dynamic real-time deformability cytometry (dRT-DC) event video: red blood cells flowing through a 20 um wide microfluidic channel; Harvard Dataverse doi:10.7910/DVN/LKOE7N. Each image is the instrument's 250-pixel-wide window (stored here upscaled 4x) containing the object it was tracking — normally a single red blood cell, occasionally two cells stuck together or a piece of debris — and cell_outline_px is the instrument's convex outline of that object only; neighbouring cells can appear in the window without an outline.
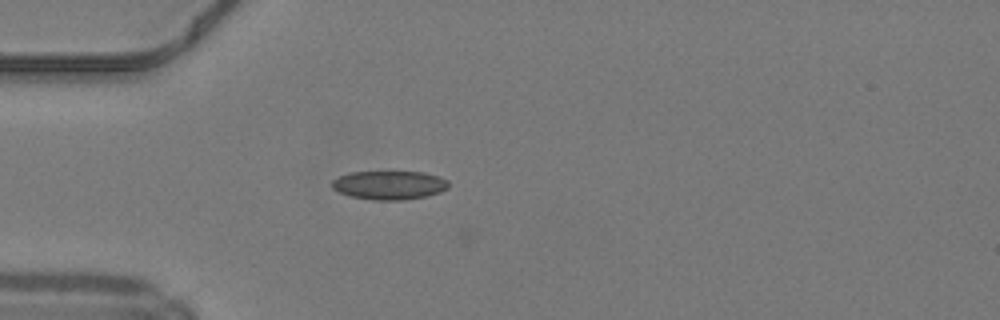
{"species": "common noctule bat (a hibernating species)", "species_latin": "Nyctalus noctula", "temperature_condition": "warm", "stored_images_in_passage": 37, "camera_frame_rate_fps": 3000, "um_per_image_px": 0.085, "animal": {"sex": "male", "body_mass_g": 19.2, "forearm_length_mm": 51.8}, "frame": {"image": 1, "passage_image": 2, "time_ms": 0.333, "image_size_px": [1000, 320], "cell_outline_px": [[448, 188], [440, 192], [424, 196], [404, 200], [372, 200], [352, 196], [340, 192], [332, 188], [332, 180], [348, 172], [424, 172], [440, 176], [448, 180]], "centroid_in_image_um": [33.11, 15.73], "position_along_channel_um": 51.9, "area_um2": 19.48}}
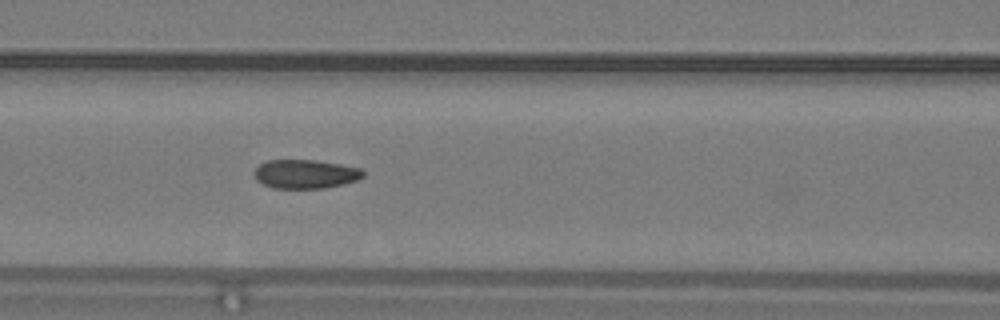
{"frame": {"image": 2, "passage_image": 9, "time_ms": 2.667, "image_size_px": [1000, 320], "cell_outline_px": [[364, 176], [356, 180], [344, 184], [324, 188], [272, 188], [264, 184], [256, 176], [256, 168], [260, 164], [268, 160], [316, 160], [340, 164], [360, 168], [364, 172]], "centroid_in_image_um": [26.0, 14.79], "position_along_channel_um": 140.6, "area_um2": 18.09}}
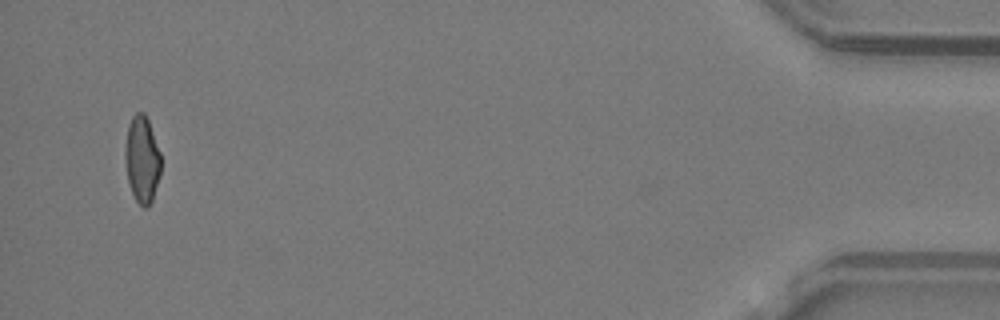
{"frame": {"image": 3, "passage_image": 35, "time_ms": 11.333, "image_size_px": [1000, 320], "cell_outline_px": [[160, 172], [152, 200], [148, 208], [144, 208], [136, 200], [132, 192], [128, 180], [124, 156], [124, 148], [128, 124], [132, 116], [136, 112], [144, 112], [148, 120], [160, 152]], "centroid_in_image_um": [12.05, 13.52], "position_along_channel_um": 423.1, "area_um2": 18.03}, "authors_computed_cell_mechanics": {"area_um2": 18.9006, "velocity_mm_per_s": 4.2356, "shape_relaxation_time_tau1_ms": null, "shape_relaxation_time_tau2_ms": 1.942, "deformation_change_tau1": null, "deformation_change_tau2": 0.0646}}